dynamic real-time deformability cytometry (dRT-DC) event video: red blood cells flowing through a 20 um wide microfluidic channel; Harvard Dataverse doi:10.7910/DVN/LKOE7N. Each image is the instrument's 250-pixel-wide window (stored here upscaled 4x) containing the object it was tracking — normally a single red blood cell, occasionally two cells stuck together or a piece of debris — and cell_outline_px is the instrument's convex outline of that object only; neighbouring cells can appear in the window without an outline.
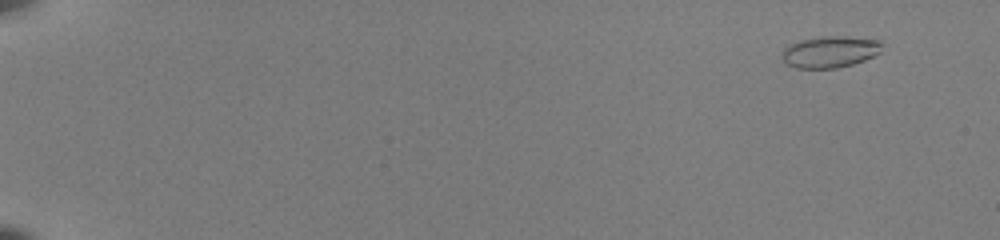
{"species": "common noctule bat (a hibernating species)", "species_latin": "Nyctalus noctula", "temperature_condition": "room temperature", "stored_images_in_passage": 12, "camera_frame_rate_fps": 3000, "um_per_image_px": 0.085, "animal": {"sex": "female", "body_mass_g": 22.0, "forearm_length_mm": 56.7}, "frame": {"image": 1, "passage_image": 3, "time_ms": 0.667, "image_size_px": [1000, 240], "cell_outline_px": [[884, 44], [880, 52], [864, 60], [852, 64], [836, 68], [796, 68], [784, 64], [780, 56], [784, 48], [800, 40], [820, 36], [848, 36], [880, 40]], "centroid_in_image_um": [70.53, 4.4], "position_along_channel_um": 14.5, "area_um2": 18.61}}